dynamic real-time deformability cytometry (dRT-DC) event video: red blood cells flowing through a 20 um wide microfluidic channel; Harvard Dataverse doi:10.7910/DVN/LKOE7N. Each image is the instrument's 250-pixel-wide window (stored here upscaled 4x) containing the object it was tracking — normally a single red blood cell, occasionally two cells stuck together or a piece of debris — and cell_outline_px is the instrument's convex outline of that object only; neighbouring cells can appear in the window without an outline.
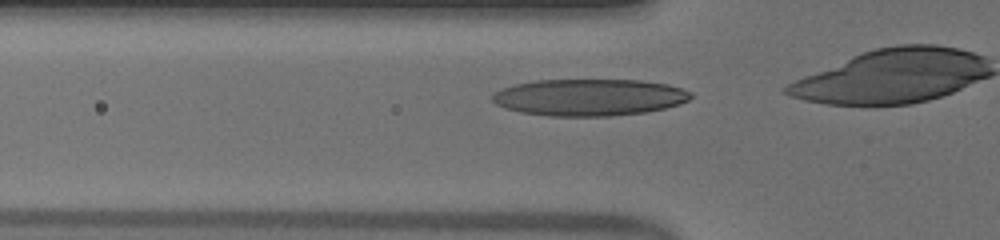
{"species": "human", "species_latin": "Homo sapiens", "temperature_condition": "warm", "stored_images_in_passage": 12, "camera_frame_rate_fps": 3000, "um_per_image_px": 0.085, "donor": {"sex": "male"}, "frame": {"image": 1, "passage_image": 7, "time_ms": 2.0, "image_size_px": [1000, 240], "cell_outline_px": [[692, 96], [688, 100], [680, 104], [664, 108], [644, 112], [612, 116], [548, 116], [520, 112], [504, 108], [496, 104], [492, 100], [492, 92], [500, 88], [516, 84], [536, 80], [640, 80], [668, 84], [684, 88], [692, 92]], "centroid_in_image_um": [50.07, 8.27], "position_along_channel_um": 75.7, "area_um2": 42.89}}
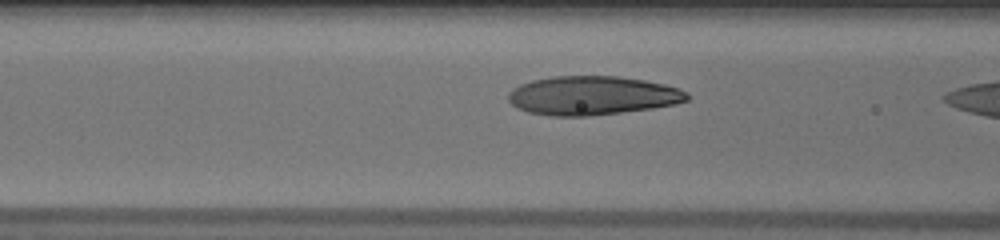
{"frame": {"image": 2, "passage_image": 10, "time_ms": 3.0, "image_size_px": [1000, 240], "cell_outline_px": [[688, 100], [676, 104], [652, 108], [588, 116], [552, 116], [528, 112], [516, 108], [508, 100], [508, 92], [512, 88], [520, 84], [532, 80], [552, 76], [616, 76], [644, 80], [664, 84], [680, 88], [688, 92]], "centroid_in_image_um": [50.33, 8.12], "position_along_channel_um": 116.3, "area_um2": 40.63}}